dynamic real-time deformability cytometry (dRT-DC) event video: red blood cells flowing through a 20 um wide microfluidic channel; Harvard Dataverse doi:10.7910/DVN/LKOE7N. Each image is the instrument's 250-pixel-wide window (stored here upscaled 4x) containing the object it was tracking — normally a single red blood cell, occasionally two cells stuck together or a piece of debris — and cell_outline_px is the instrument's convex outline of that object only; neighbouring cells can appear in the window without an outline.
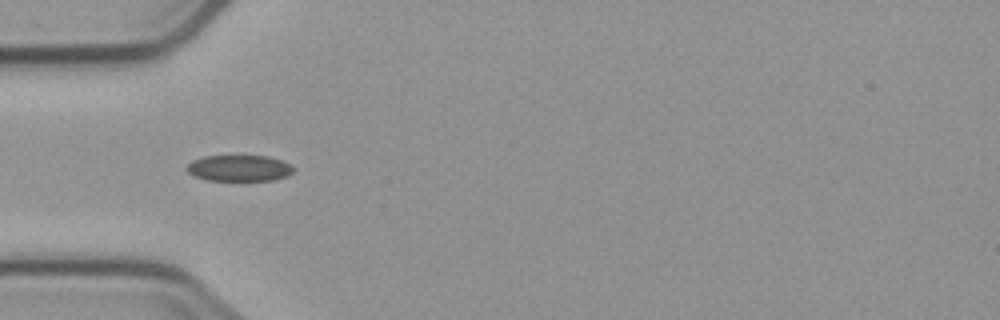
{"species": "common noctule bat (a hibernating species)", "species_latin": "Nyctalus noctula", "temperature_condition": "cold", "stored_images_in_passage": 9, "camera_frame_rate_fps": 3000, "um_per_image_px": 0.085, "animal": {"sex": "male", "body_mass_g": 23.1, "forearm_length_mm": 52.7}, "frame": {"image": 1, "passage_image": 5, "time_ms": 4.667, "image_size_px": [1000, 320], "cell_outline_px": [[296, 168], [288, 176], [272, 180], [208, 180], [192, 176], [188, 172], [188, 164], [192, 160], [204, 156], [268, 156], [292, 164]], "centroid_in_image_um": [20.36, 14.29], "position_along_channel_um": 64.6, "area_um2": 16.3}}
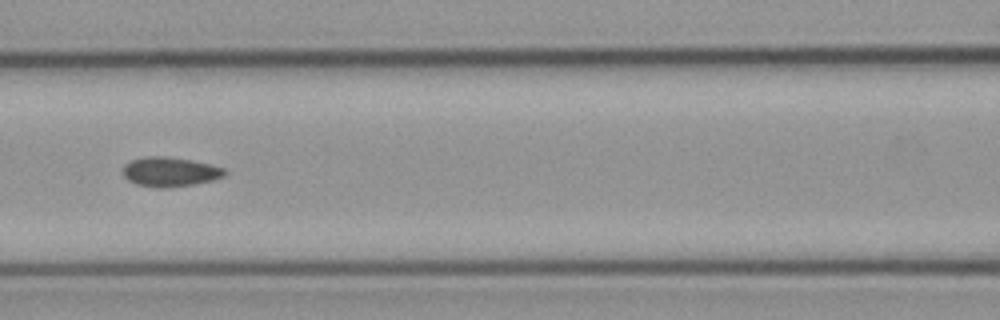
{"frame": {"image": 2, "passage_image": 7, "time_ms": 7.0, "image_size_px": [1000, 320], "cell_outline_px": [[224, 176], [212, 180], [192, 184], [164, 188], [156, 188], [136, 184], [128, 180], [124, 176], [124, 164], [132, 160], [148, 156], [168, 156], [192, 160], [224, 168]], "centroid_in_image_um": [14.41, 14.6], "position_along_channel_um": 152.2, "area_um2": 17.28}}
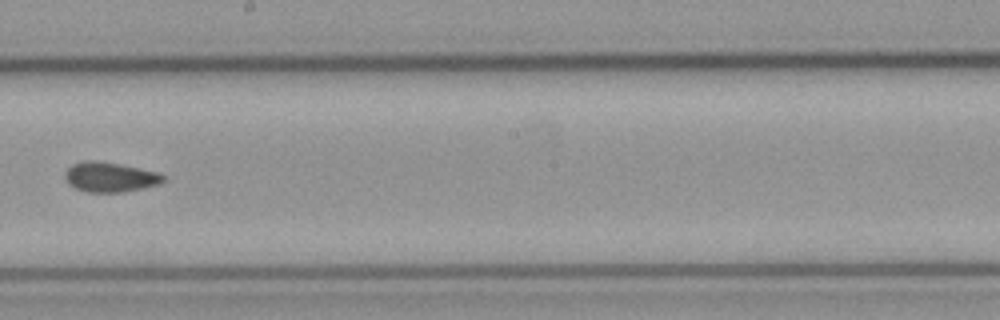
{"frame": {"image": 3, "passage_image": 9, "time_ms": 9.333, "image_size_px": [1000, 320], "cell_outline_px": [[168, 180], [160, 184], [120, 192], [88, 192], [76, 188], [68, 184], [64, 176], [64, 172], [72, 164], [84, 160], [96, 160], [120, 164], [160, 172]], "centroid_in_image_um": [9.36, 15.03], "position_along_channel_um": 238.8, "area_um2": 17.22}}